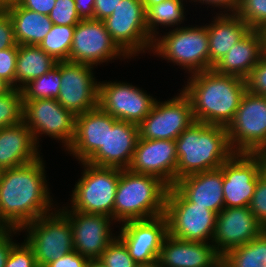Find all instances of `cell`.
I'll return each instance as SVG.
<instances>
[{
	"mask_svg": "<svg viewBox=\"0 0 266 267\" xmlns=\"http://www.w3.org/2000/svg\"><path fill=\"white\" fill-rule=\"evenodd\" d=\"M45 173L42 156L31 163L2 170L0 221L7 228L21 229L56 209Z\"/></svg>",
	"mask_w": 266,
	"mask_h": 267,
	"instance_id": "1",
	"label": "cell"
},
{
	"mask_svg": "<svg viewBox=\"0 0 266 267\" xmlns=\"http://www.w3.org/2000/svg\"><path fill=\"white\" fill-rule=\"evenodd\" d=\"M188 77L182 91L190 99L195 121L227 127L247 91L245 80L214 69Z\"/></svg>",
	"mask_w": 266,
	"mask_h": 267,
	"instance_id": "2",
	"label": "cell"
},
{
	"mask_svg": "<svg viewBox=\"0 0 266 267\" xmlns=\"http://www.w3.org/2000/svg\"><path fill=\"white\" fill-rule=\"evenodd\" d=\"M176 181L199 172L220 168L235 152L226 127L195 121L176 139Z\"/></svg>",
	"mask_w": 266,
	"mask_h": 267,
	"instance_id": "3",
	"label": "cell"
},
{
	"mask_svg": "<svg viewBox=\"0 0 266 267\" xmlns=\"http://www.w3.org/2000/svg\"><path fill=\"white\" fill-rule=\"evenodd\" d=\"M168 189L169 186L156 176L120 169L113 207L114 223L164 215Z\"/></svg>",
	"mask_w": 266,
	"mask_h": 267,
	"instance_id": "4",
	"label": "cell"
},
{
	"mask_svg": "<svg viewBox=\"0 0 266 267\" xmlns=\"http://www.w3.org/2000/svg\"><path fill=\"white\" fill-rule=\"evenodd\" d=\"M154 39V55L186 69L187 74L209 70V42L206 24L204 26L175 27Z\"/></svg>",
	"mask_w": 266,
	"mask_h": 267,
	"instance_id": "5",
	"label": "cell"
},
{
	"mask_svg": "<svg viewBox=\"0 0 266 267\" xmlns=\"http://www.w3.org/2000/svg\"><path fill=\"white\" fill-rule=\"evenodd\" d=\"M82 176L72 190L70 210L104 214L113 218L120 169L81 162Z\"/></svg>",
	"mask_w": 266,
	"mask_h": 267,
	"instance_id": "6",
	"label": "cell"
},
{
	"mask_svg": "<svg viewBox=\"0 0 266 267\" xmlns=\"http://www.w3.org/2000/svg\"><path fill=\"white\" fill-rule=\"evenodd\" d=\"M23 230L26 231L25 241L33 249L38 267H45L74 251L71 222L57 207L50 214L23 226L20 231Z\"/></svg>",
	"mask_w": 266,
	"mask_h": 267,
	"instance_id": "7",
	"label": "cell"
},
{
	"mask_svg": "<svg viewBox=\"0 0 266 267\" xmlns=\"http://www.w3.org/2000/svg\"><path fill=\"white\" fill-rule=\"evenodd\" d=\"M164 215L171 237L183 241L212 243L217 214L189 202L174 186L168 189Z\"/></svg>",
	"mask_w": 266,
	"mask_h": 267,
	"instance_id": "8",
	"label": "cell"
},
{
	"mask_svg": "<svg viewBox=\"0 0 266 267\" xmlns=\"http://www.w3.org/2000/svg\"><path fill=\"white\" fill-rule=\"evenodd\" d=\"M103 21L112 40L129 58L152 50L154 40L146 27V10L142 0H121Z\"/></svg>",
	"mask_w": 266,
	"mask_h": 267,
	"instance_id": "9",
	"label": "cell"
},
{
	"mask_svg": "<svg viewBox=\"0 0 266 267\" xmlns=\"http://www.w3.org/2000/svg\"><path fill=\"white\" fill-rule=\"evenodd\" d=\"M226 129L235 153H253L266 148V97L246 91Z\"/></svg>",
	"mask_w": 266,
	"mask_h": 267,
	"instance_id": "10",
	"label": "cell"
},
{
	"mask_svg": "<svg viewBox=\"0 0 266 267\" xmlns=\"http://www.w3.org/2000/svg\"><path fill=\"white\" fill-rule=\"evenodd\" d=\"M23 122L37 145L42 134L60 141L65 150L74 140L76 116L57 99L23 100Z\"/></svg>",
	"mask_w": 266,
	"mask_h": 267,
	"instance_id": "11",
	"label": "cell"
},
{
	"mask_svg": "<svg viewBox=\"0 0 266 267\" xmlns=\"http://www.w3.org/2000/svg\"><path fill=\"white\" fill-rule=\"evenodd\" d=\"M130 59L112 40L104 21L82 19L76 24L69 60L98 66L112 59Z\"/></svg>",
	"mask_w": 266,
	"mask_h": 267,
	"instance_id": "12",
	"label": "cell"
},
{
	"mask_svg": "<svg viewBox=\"0 0 266 267\" xmlns=\"http://www.w3.org/2000/svg\"><path fill=\"white\" fill-rule=\"evenodd\" d=\"M194 122L190 99L180 90L172 99L156 100L149 115L139 124V135L149 140H175Z\"/></svg>",
	"mask_w": 266,
	"mask_h": 267,
	"instance_id": "13",
	"label": "cell"
},
{
	"mask_svg": "<svg viewBox=\"0 0 266 267\" xmlns=\"http://www.w3.org/2000/svg\"><path fill=\"white\" fill-rule=\"evenodd\" d=\"M155 102L156 98L130 83L99 81L98 106L117 120L139 125Z\"/></svg>",
	"mask_w": 266,
	"mask_h": 267,
	"instance_id": "14",
	"label": "cell"
},
{
	"mask_svg": "<svg viewBox=\"0 0 266 267\" xmlns=\"http://www.w3.org/2000/svg\"><path fill=\"white\" fill-rule=\"evenodd\" d=\"M95 66L61 61V86L57 101L75 116L98 107L99 82Z\"/></svg>",
	"mask_w": 266,
	"mask_h": 267,
	"instance_id": "15",
	"label": "cell"
},
{
	"mask_svg": "<svg viewBox=\"0 0 266 267\" xmlns=\"http://www.w3.org/2000/svg\"><path fill=\"white\" fill-rule=\"evenodd\" d=\"M59 210L71 222L74 250L88 260H99L103 251L117 237V232L115 235L111 231L114 219L104 214L70 210L68 206Z\"/></svg>",
	"mask_w": 266,
	"mask_h": 267,
	"instance_id": "16",
	"label": "cell"
},
{
	"mask_svg": "<svg viewBox=\"0 0 266 267\" xmlns=\"http://www.w3.org/2000/svg\"><path fill=\"white\" fill-rule=\"evenodd\" d=\"M119 232L117 237L137 264L153 263L158 261L162 243L168 235V221L165 215L127 221Z\"/></svg>",
	"mask_w": 266,
	"mask_h": 267,
	"instance_id": "17",
	"label": "cell"
},
{
	"mask_svg": "<svg viewBox=\"0 0 266 267\" xmlns=\"http://www.w3.org/2000/svg\"><path fill=\"white\" fill-rule=\"evenodd\" d=\"M225 207H249L260 173L253 153H234L220 166Z\"/></svg>",
	"mask_w": 266,
	"mask_h": 267,
	"instance_id": "18",
	"label": "cell"
},
{
	"mask_svg": "<svg viewBox=\"0 0 266 267\" xmlns=\"http://www.w3.org/2000/svg\"><path fill=\"white\" fill-rule=\"evenodd\" d=\"M264 230L249 207H224L217 214L212 243L223 256L230 249L252 241Z\"/></svg>",
	"mask_w": 266,
	"mask_h": 267,
	"instance_id": "19",
	"label": "cell"
},
{
	"mask_svg": "<svg viewBox=\"0 0 266 267\" xmlns=\"http://www.w3.org/2000/svg\"><path fill=\"white\" fill-rule=\"evenodd\" d=\"M178 157L175 140H149L139 137L129 170L160 178L169 187L176 183Z\"/></svg>",
	"mask_w": 266,
	"mask_h": 267,
	"instance_id": "20",
	"label": "cell"
},
{
	"mask_svg": "<svg viewBox=\"0 0 266 267\" xmlns=\"http://www.w3.org/2000/svg\"><path fill=\"white\" fill-rule=\"evenodd\" d=\"M139 137V125L118 120L113 126H107L105 144L87 162L101 167L128 169Z\"/></svg>",
	"mask_w": 266,
	"mask_h": 267,
	"instance_id": "21",
	"label": "cell"
},
{
	"mask_svg": "<svg viewBox=\"0 0 266 267\" xmlns=\"http://www.w3.org/2000/svg\"><path fill=\"white\" fill-rule=\"evenodd\" d=\"M117 121L99 106L77 115L74 140L66 151L79 163L87 162L105 144L107 126H113Z\"/></svg>",
	"mask_w": 266,
	"mask_h": 267,
	"instance_id": "22",
	"label": "cell"
},
{
	"mask_svg": "<svg viewBox=\"0 0 266 267\" xmlns=\"http://www.w3.org/2000/svg\"><path fill=\"white\" fill-rule=\"evenodd\" d=\"M222 256L213 243L164 238L158 257L159 267H214Z\"/></svg>",
	"mask_w": 266,
	"mask_h": 267,
	"instance_id": "23",
	"label": "cell"
},
{
	"mask_svg": "<svg viewBox=\"0 0 266 267\" xmlns=\"http://www.w3.org/2000/svg\"><path fill=\"white\" fill-rule=\"evenodd\" d=\"M174 187L191 203L218 214L224 207L223 173L221 168L185 176Z\"/></svg>",
	"mask_w": 266,
	"mask_h": 267,
	"instance_id": "24",
	"label": "cell"
},
{
	"mask_svg": "<svg viewBox=\"0 0 266 267\" xmlns=\"http://www.w3.org/2000/svg\"><path fill=\"white\" fill-rule=\"evenodd\" d=\"M266 53V31L250 30L213 69L224 75L246 79Z\"/></svg>",
	"mask_w": 266,
	"mask_h": 267,
	"instance_id": "25",
	"label": "cell"
},
{
	"mask_svg": "<svg viewBox=\"0 0 266 267\" xmlns=\"http://www.w3.org/2000/svg\"><path fill=\"white\" fill-rule=\"evenodd\" d=\"M39 145L22 121L0 129V167L15 168L40 158Z\"/></svg>",
	"mask_w": 266,
	"mask_h": 267,
	"instance_id": "26",
	"label": "cell"
},
{
	"mask_svg": "<svg viewBox=\"0 0 266 267\" xmlns=\"http://www.w3.org/2000/svg\"><path fill=\"white\" fill-rule=\"evenodd\" d=\"M207 26L209 70L229 52L251 29L236 13H217Z\"/></svg>",
	"mask_w": 266,
	"mask_h": 267,
	"instance_id": "27",
	"label": "cell"
},
{
	"mask_svg": "<svg viewBox=\"0 0 266 267\" xmlns=\"http://www.w3.org/2000/svg\"><path fill=\"white\" fill-rule=\"evenodd\" d=\"M6 11L14 24L18 45L39 46L53 25L48 15L28 10L17 3L7 6Z\"/></svg>",
	"mask_w": 266,
	"mask_h": 267,
	"instance_id": "28",
	"label": "cell"
},
{
	"mask_svg": "<svg viewBox=\"0 0 266 267\" xmlns=\"http://www.w3.org/2000/svg\"><path fill=\"white\" fill-rule=\"evenodd\" d=\"M57 61L36 45H19L16 62V88L46 74Z\"/></svg>",
	"mask_w": 266,
	"mask_h": 267,
	"instance_id": "29",
	"label": "cell"
},
{
	"mask_svg": "<svg viewBox=\"0 0 266 267\" xmlns=\"http://www.w3.org/2000/svg\"><path fill=\"white\" fill-rule=\"evenodd\" d=\"M184 0H165L146 10V27L149 35L154 40L159 36V25L165 28L183 24L185 20ZM187 1V0H185Z\"/></svg>",
	"mask_w": 266,
	"mask_h": 267,
	"instance_id": "30",
	"label": "cell"
},
{
	"mask_svg": "<svg viewBox=\"0 0 266 267\" xmlns=\"http://www.w3.org/2000/svg\"><path fill=\"white\" fill-rule=\"evenodd\" d=\"M222 259L229 267H266V229L252 241L227 251Z\"/></svg>",
	"mask_w": 266,
	"mask_h": 267,
	"instance_id": "31",
	"label": "cell"
},
{
	"mask_svg": "<svg viewBox=\"0 0 266 267\" xmlns=\"http://www.w3.org/2000/svg\"><path fill=\"white\" fill-rule=\"evenodd\" d=\"M61 86V61L46 74L30 81L22 89L23 100L57 99Z\"/></svg>",
	"mask_w": 266,
	"mask_h": 267,
	"instance_id": "32",
	"label": "cell"
},
{
	"mask_svg": "<svg viewBox=\"0 0 266 267\" xmlns=\"http://www.w3.org/2000/svg\"><path fill=\"white\" fill-rule=\"evenodd\" d=\"M76 25H52L39 47L57 62L69 60Z\"/></svg>",
	"mask_w": 266,
	"mask_h": 267,
	"instance_id": "33",
	"label": "cell"
},
{
	"mask_svg": "<svg viewBox=\"0 0 266 267\" xmlns=\"http://www.w3.org/2000/svg\"><path fill=\"white\" fill-rule=\"evenodd\" d=\"M23 121V95L21 90L11 88L0 95V129Z\"/></svg>",
	"mask_w": 266,
	"mask_h": 267,
	"instance_id": "34",
	"label": "cell"
},
{
	"mask_svg": "<svg viewBox=\"0 0 266 267\" xmlns=\"http://www.w3.org/2000/svg\"><path fill=\"white\" fill-rule=\"evenodd\" d=\"M236 14L250 29L266 31V0H240Z\"/></svg>",
	"mask_w": 266,
	"mask_h": 267,
	"instance_id": "35",
	"label": "cell"
},
{
	"mask_svg": "<svg viewBox=\"0 0 266 267\" xmlns=\"http://www.w3.org/2000/svg\"><path fill=\"white\" fill-rule=\"evenodd\" d=\"M99 260L106 267H135L137 264L130 256L127 247L118 237L103 251Z\"/></svg>",
	"mask_w": 266,
	"mask_h": 267,
	"instance_id": "36",
	"label": "cell"
},
{
	"mask_svg": "<svg viewBox=\"0 0 266 267\" xmlns=\"http://www.w3.org/2000/svg\"><path fill=\"white\" fill-rule=\"evenodd\" d=\"M48 16L54 25H76L82 20L76 12L74 0H56Z\"/></svg>",
	"mask_w": 266,
	"mask_h": 267,
	"instance_id": "37",
	"label": "cell"
},
{
	"mask_svg": "<svg viewBox=\"0 0 266 267\" xmlns=\"http://www.w3.org/2000/svg\"><path fill=\"white\" fill-rule=\"evenodd\" d=\"M5 267H38L33 249L25 239L12 246Z\"/></svg>",
	"mask_w": 266,
	"mask_h": 267,
	"instance_id": "38",
	"label": "cell"
},
{
	"mask_svg": "<svg viewBox=\"0 0 266 267\" xmlns=\"http://www.w3.org/2000/svg\"><path fill=\"white\" fill-rule=\"evenodd\" d=\"M19 45L0 50V78L16 88V62Z\"/></svg>",
	"mask_w": 266,
	"mask_h": 267,
	"instance_id": "39",
	"label": "cell"
},
{
	"mask_svg": "<svg viewBox=\"0 0 266 267\" xmlns=\"http://www.w3.org/2000/svg\"><path fill=\"white\" fill-rule=\"evenodd\" d=\"M248 92L266 97V53L245 79Z\"/></svg>",
	"mask_w": 266,
	"mask_h": 267,
	"instance_id": "40",
	"label": "cell"
},
{
	"mask_svg": "<svg viewBox=\"0 0 266 267\" xmlns=\"http://www.w3.org/2000/svg\"><path fill=\"white\" fill-rule=\"evenodd\" d=\"M249 209L266 229V179L261 175L258 178Z\"/></svg>",
	"mask_w": 266,
	"mask_h": 267,
	"instance_id": "41",
	"label": "cell"
},
{
	"mask_svg": "<svg viewBox=\"0 0 266 267\" xmlns=\"http://www.w3.org/2000/svg\"><path fill=\"white\" fill-rule=\"evenodd\" d=\"M17 43L14 37V24L7 11L0 13V50L14 47Z\"/></svg>",
	"mask_w": 266,
	"mask_h": 267,
	"instance_id": "42",
	"label": "cell"
},
{
	"mask_svg": "<svg viewBox=\"0 0 266 267\" xmlns=\"http://www.w3.org/2000/svg\"><path fill=\"white\" fill-rule=\"evenodd\" d=\"M88 259L77 253L75 250L55 259L45 267H86Z\"/></svg>",
	"mask_w": 266,
	"mask_h": 267,
	"instance_id": "43",
	"label": "cell"
},
{
	"mask_svg": "<svg viewBox=\"0 0 266 267\" xmlns=\"http://www.w3.org/2000/svg\"><path fill=\"white\" fill-rule=\"evenodd\" d=\"M20 229L7 228L0 234V267H5L12 246L16 243L13 241L15 234L20 235Z\"/></svg>",
	"mask_w": 266,
	"mask_h": 267,
	"instance_id": "44",
	"label": "cell"
},
{
	"mask_svg": "<svg viewBox=\"0 0 266 267\" xmlns=\"http://www.w3.org/2000/svg\"><path fill=\"white\" fill-rule=\"evenodd\" d=\"M56 0H19L17 2L23 8L48 15L54 8Z\"/></svg>",
	"mask_w": 266,
	"mask_h": 267,
	"instance_id": "45",
	"label": "cell"
},
{
	"mask_svg": "<svg viewBox=\"0 0 266 267\" xmlns=\"http://www.w3.org/2000/svg\"><path fill=\"white\" fill-rule=\"evenodd\" d=\"M121 0H95L94 19L103 21L109 17Z\"/></svg>",
	"mask_w": 266,
	"mask_h": 267,
	"instance_id": "46",
	"label": "cell"
},
{
	"mask_svg": "<svg viewBox=\"0 0 266 267\" xmlns=\"http://www.w3.org/2000/svg\"><path fill=\"white\" fill-rule=\"evenodd\" d=\"M198 2L201 4H205V5H209L212 7H218L221 10L224 11H220L221 14L222 12L224 14H231V13H236L238 11V7L240 5V0H190L189 2ZM223 8V9H222ZM226 9V10H225Z\"/></svg>",
	"mask_w": 266,
	"mask_h": 267,
	"instance_id": "47",
	"label": "cell"
},
{
	"mask_svg": "<svg viewBox=\"0 0 266 267\" xmlns=\"http://www.w3.org/2000/svg\"><path fill=\"white\" fill-rule=\"evenodd\" d=\"M75 9L81 19H94L95 0H74Z\"/></svg>",
	"mask_w": 266,
	"mask_h": 267,
	"instance_id": "48",
	"label": "cell"
},
{
	"mask_svg": "<svg viewBox=\"0 0 266 267\" xmlns=\"http://www.w3.org/2000/svg\"><path fill=\"white\" fill-rule=\"evenodd\" d=\"M260 163L261 176L266 179V148H262L253 152Z\"/></svg>",
	"mask_w": 266,
	"mask_h": 267,
	"instance_id": "49",
	"label": "cell"
},
{
	"mask_svg": "<svg viewBox=\"0 0 266 267\" xmlns=\"http://www.w3.org/2000/svg\"><path fill=\"white\" fill-rule=\"evenodd\" d=\"M12 87L0 78V95L7 93Z\"/></svg>",
	"mask_w": 266,
	"mask_h": 267,
	"instance_id": "50",
	"label": "cell"
},
{
	"mask_svg": "<svg viewBox=\"0 0 266 267\" xmlns=\"http://www.w3.org/2000/svg\"><path fill=\"white\" fill-rule=\"evenodd\" d=\"M165 0H142L144 3L145 10H147L150 6H154L159 4L160 2H164Z\"/></svg>",
	"mask_w": 266,
	"mask_h": 267,
	"instance_id": "51",
	"label": "cell"
},
{
	"mask_svg": "<svg viewBox=\"0 0 266 267\" xmlns=\"http://www.w3.org/2000/svg\"><path fill=\"white\" fill-rule=\"evenodd\" d=\"M86 267H106L100 260H89Z\"/></svg>",
	"mask_w": 266,
	"mask_h": 267,
	"instance_id": "52",
	"label": "cell"
},
{
	"mask_svg": "<svg viewBox=\"0 0 266 267\" xmlns=\"http://www.w3.org/2000/svg\"><path fill=\"white\" fill-rule=\"evenodd\" d=\"M135 267H158V262L148 264H136Z\"/></svg>",
	"mask_w": 266,
	"mask_h": 267,
	"instance_id": "53",
	"label": "cell"
},
{
	"mask_svg": "<svg viewBox=\"0 0 266 267\" xmlns=\"http://www.w3.org/2000/svg\"><path fill=\"white\" fill-rule=\"evenodd\" d=\"M6 7L17 3L19 0H0Z\"/></svg>",
	"mask_w": 266,
	"mask_h": 267,
	"instance_id": "54",
	"label": "cell"
},
{
	"mask_svg": "<svg viewBox=\"0 0 266 267\" xmlns=\"http://www.w3.org/2000/svg\"><path fill=\"white\" fill-rule=\"evenodd\" d=\"M214 267H229V265L221 259Z\"/></svg>",
	"mask_w": 266,
	"mask_h": 267,
	"instance_id": "55",
	"label": "cell"
},
{
	"mask_svg": "<svg viewBox=\"0 0 266 267\" xmlns=\"http://www.w3.org/2000/svg\"><path fill=\"white\" fill-rule=\"evenodd\" d=\"M6 229L7 227L0 221V234H2Z\"/></svg>",
	"mask_w": 266,
	"mask_h": 267,
	"instance_id": "56",
	"label": "cell"
},
{
	"mask_svg": "<svg viewBox=\"0 0 266 267\" xmlns=\"http://www.w3.org/2000/svg\"><path fill=\"white\" fill-rule=\"evenodd\" d=\"M6 11V6L0 1V13Z\"/></svg>",
	"mask_w": 266,
	"mask_h": 267,
	"instance_id": "57",
	"label": "cell"
}]
</instances>
